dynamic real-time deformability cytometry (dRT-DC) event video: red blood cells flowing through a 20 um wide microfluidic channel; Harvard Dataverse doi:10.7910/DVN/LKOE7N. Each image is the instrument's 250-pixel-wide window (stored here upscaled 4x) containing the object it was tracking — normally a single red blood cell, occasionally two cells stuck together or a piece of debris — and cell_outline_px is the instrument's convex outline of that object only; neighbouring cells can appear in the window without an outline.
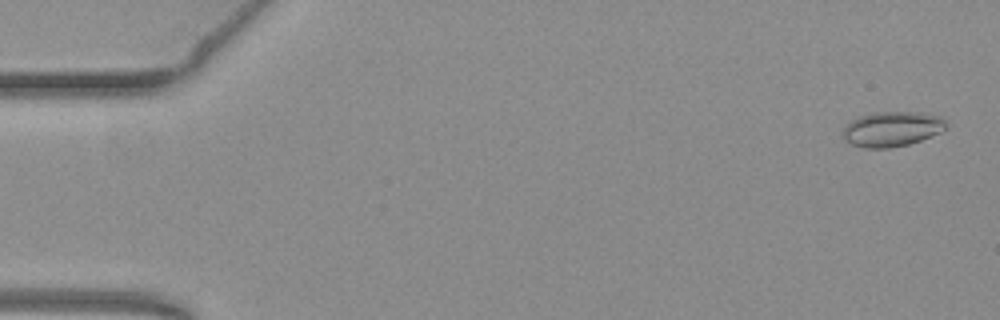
{"species": "common noctule bat (a hibernating species)", "species_latin": "Nyctalus noctula", "temperature_condition": "warm", "stored_images_in_passage": 54, "camera_frame_rate_fps": 3000, "um_per_image_px": 0.085, "animal": {"sex": "female", "body_mass_g": 19.3, "forearm_length_mm": 54.1}, "frame": {"image": 1, "passage_image": 2, "time_ms": 0.333, "image_size_px": [1000, 320], "cell_outline_px": [[944, 128], [940, 132], [920, 140], [908, 144], [888, 148], [864, 148], [852, 144], [844, 140], [840, 132], [852, 120], [860, 116], [876, 112], [920, 112], [944, 116]], "centroid_in_image_um": [75.78, 10.96], "position_along_channel_um": 9.2, "area_um2": 20.98}}
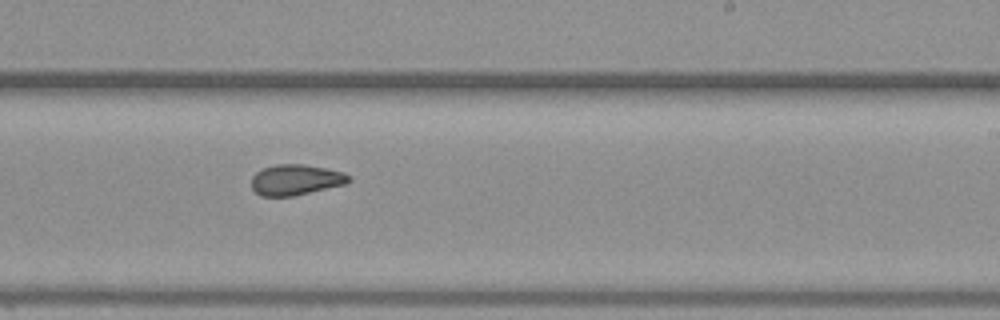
{"frame": {"image": 2, "passage_image": 33, "time_ms": 10.667, "image_size_px": [1000, 320], "cell_outline_px": [[352, 180], [348, 184], [292, 196], [260, 196], [252, 188], [252, 176], [256, 172], [264, 168], [276, 164], [304, 164], [344, 172], [352, 176]], "centroid_in_image_um": [25.18, 15.28], "position_along_channel_um": 263.8, "area_um2": 17.51}}
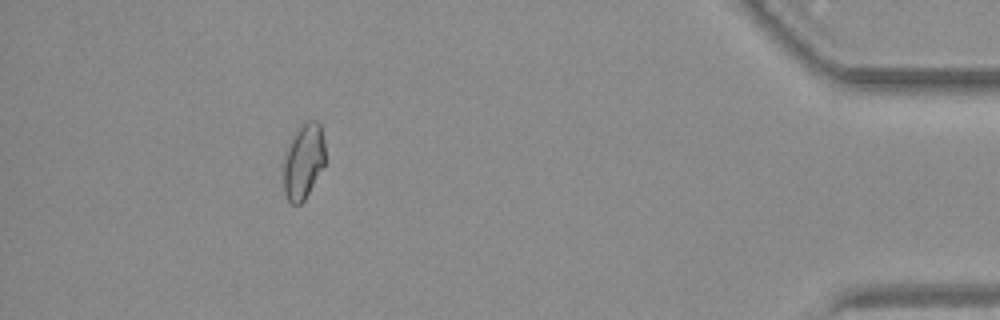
{"frame": {"image": 3, "passage_image": 49, "time_ms": 16.0, "image_size_px": [1000, 320], "cell_outline_px": [[324, 164], [304, 200], [300, 204], [292, 204], [288, 200], [284, 192], [284, 164], [288, 148], [292, 136], [308, 120], [316, 120], [320, 124], [324, 140]], "centroid_in_image_um": [25.8, 13.71], "position_along_channel_um": 409.4, "area_um2": 17.74}, "authors_computed_cell_mechanics": {"area_um2": 18.1203, "velocity_mm_per_s": 3.834, "shape_relaxation_time_tau1_ms": null, "shape_relaxation_time_tau2_ms": 1.7686, "deformation_change_tau1": null, "deformation_change_tau2": 0.0774}}